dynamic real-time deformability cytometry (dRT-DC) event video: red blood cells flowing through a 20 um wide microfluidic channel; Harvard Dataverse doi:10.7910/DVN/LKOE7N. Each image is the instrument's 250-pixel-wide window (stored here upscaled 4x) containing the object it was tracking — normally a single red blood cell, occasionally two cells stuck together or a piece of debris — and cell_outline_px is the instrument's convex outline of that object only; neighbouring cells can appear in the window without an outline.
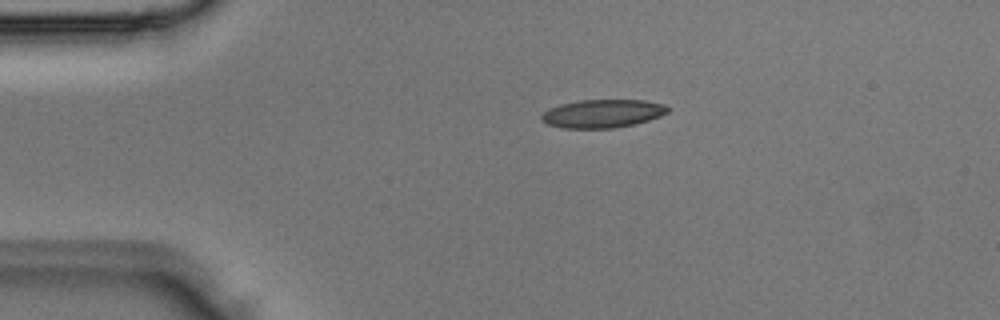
{"species": "Egyptian fruit bat (a non-hibernating species)", "species_latin": "Rousettus aegyptiacus", "temperature_condition": "room temperature", "stored_images_in_passage": 4, "camera_frame_rate_fps": 3000, "um_per_image_px": 0.085, "animal": {"sex": "male"}, "frame": {"image": 1, "passage_image": 4, "time_ms": 1.0, "image_size_px": [1000, 320], "cell_outline_px": [[668, 112], [660, 116], [648, 120], [616, 128], [564, 128], [548, 124], [540, 120], [540, 116], [548, 108], [560, 104], [580, 100], [644, 100], [664, 104], [668, 108]], "centroid_in_image_um": [51.19, 9.65], "position_along_channel_um": 33.8, "area_um2": 20.75}}